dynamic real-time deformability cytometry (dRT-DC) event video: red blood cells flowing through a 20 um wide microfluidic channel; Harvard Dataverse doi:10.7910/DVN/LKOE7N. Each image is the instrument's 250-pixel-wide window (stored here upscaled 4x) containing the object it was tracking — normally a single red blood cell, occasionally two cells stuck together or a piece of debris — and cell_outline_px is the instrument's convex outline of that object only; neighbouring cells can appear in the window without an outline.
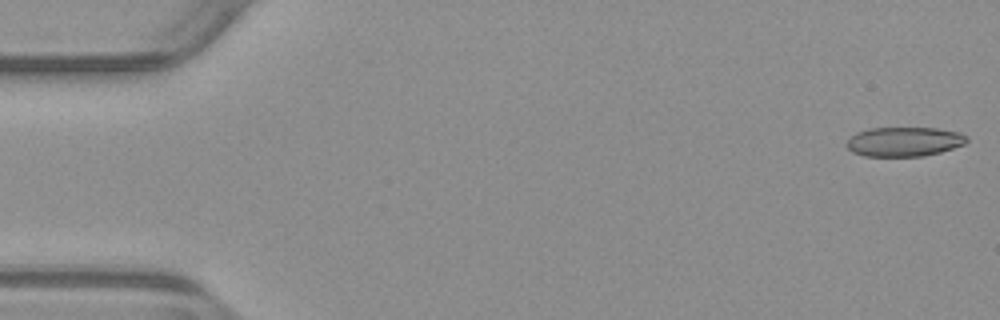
{"species": "common noctule bat (a hibernating species)", "species_latin": "Nyctalus noctula", "temperature_condition": "warm", "stored_images_in_passage": 7, "camera_frame_rate_fps": 3000, "um_per_image_px": 0.085, "animal": {"sex": "male", "body_mass_g": 23.1, "forearm_length_mm": 52.7}, "frame": {"image": 1, "passage_image": 1, "time_ms": 0.0, "image_size_px": [1000, 320], "cell_outline_px": [[968, 140], [964, 144], [940, 152], [924, 156], [864, 156], [852, 152], [844, 144], [856, 132], [872, 128], [936, 128], [960, 132], [968, 136]], "centroid_in_image_um": [76.85, 12.04], "position_along_channel_um": 8.1, "area_um2": 20.63}}